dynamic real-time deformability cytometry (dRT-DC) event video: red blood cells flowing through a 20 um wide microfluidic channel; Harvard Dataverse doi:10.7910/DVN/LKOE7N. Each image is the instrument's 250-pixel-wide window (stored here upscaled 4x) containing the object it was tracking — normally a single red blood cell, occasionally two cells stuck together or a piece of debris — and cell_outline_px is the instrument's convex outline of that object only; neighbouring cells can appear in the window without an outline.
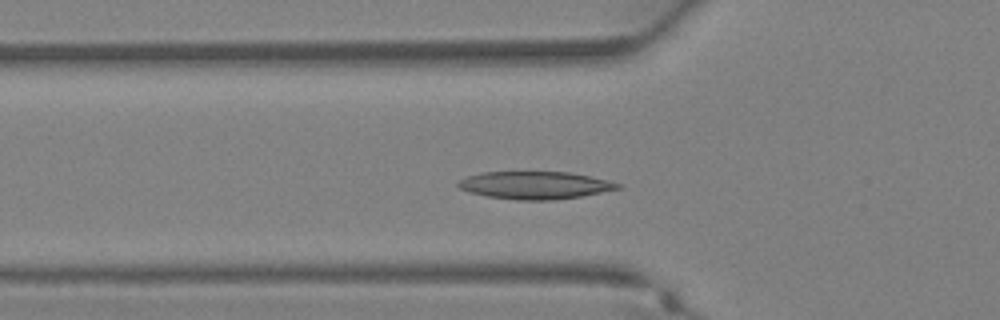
{"species": "Egyptian fruit bat (a non-hibernating species)", "species_latin": "Rousettus aegyptiacus", "temperature_condition": "warm", "stored_images_in_passage": 27, "camera_frame_rate_fps": 3000, "um_per_image_px": 0.085, "animal": {"sex": "female"}, "frame": {"image": 1, "passage_image": 2, "time_ms": 0.333, "image_size_px": [1000, 320], "cell_outline_px": [[620, 188], [580, 196], [552, 200], [516, 200], [488, 196], [468, 192], [460, 188], [456, 184], [460, 180], [468, 176], [480, 172], [568, 172], [608, 180], [620, 184]], "centroid_in_image_um": [45.43, 15.74], "position_along_channel_um": 80.4, "area_um2": 25.37}}
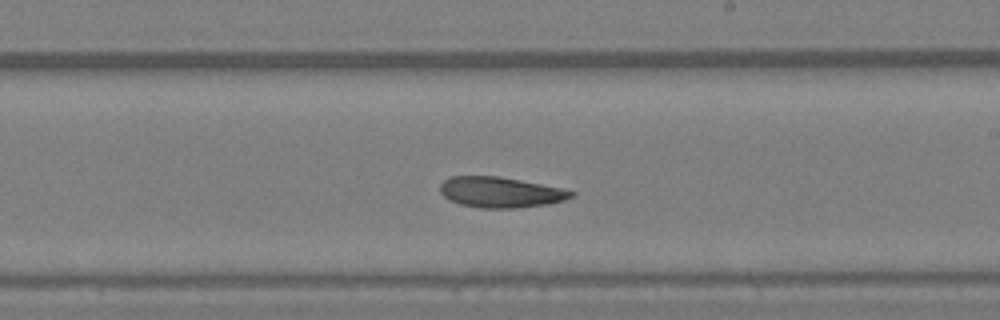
{"frame": {"image": 2, "passage_image": 11, "time_ms": 3.333, "image_size_px": [1000, 320], "cell_outline_px": [[576, 192], [572, 196], [564, 200], [548, 204], [516, 208], [480, 208], [460, 204], [444, 196], [440, 192], [440, 184], [444, 180], [452, 176], [500, 176], [560, 188]], "centroid_in_image_um": [42.52, 16.34], "position_along_channel_um": 246.5, "area_um2": 23.18}}
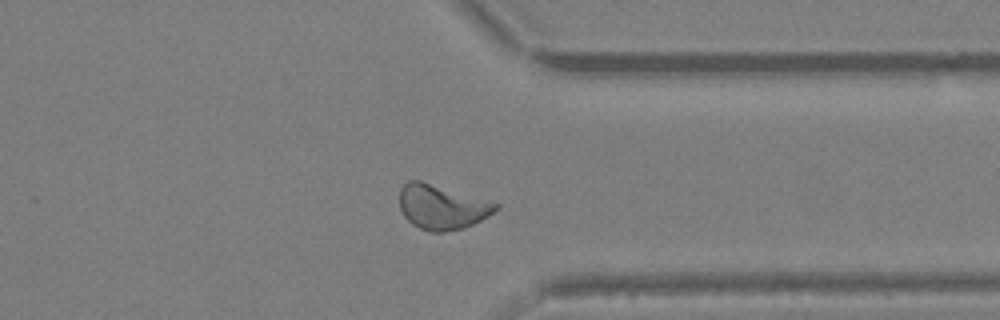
{"frame": {"image": 3, "passage_image": 18, "time_ms": 5.667, "image_size_px": [1000, 320], "cell_outline_px": [[500, 208], [488, 216], [464, 228], [444, 232], [432, 232], [420, 228], [412, 224], [404, 216], [400, 208], [400, 188], [408, 180], [420, 180], [500, 204]], "centroid_in_image_um": [37.55, 17.6], "position_along_channel_um": 373.9, "area_um2": 24.85}}